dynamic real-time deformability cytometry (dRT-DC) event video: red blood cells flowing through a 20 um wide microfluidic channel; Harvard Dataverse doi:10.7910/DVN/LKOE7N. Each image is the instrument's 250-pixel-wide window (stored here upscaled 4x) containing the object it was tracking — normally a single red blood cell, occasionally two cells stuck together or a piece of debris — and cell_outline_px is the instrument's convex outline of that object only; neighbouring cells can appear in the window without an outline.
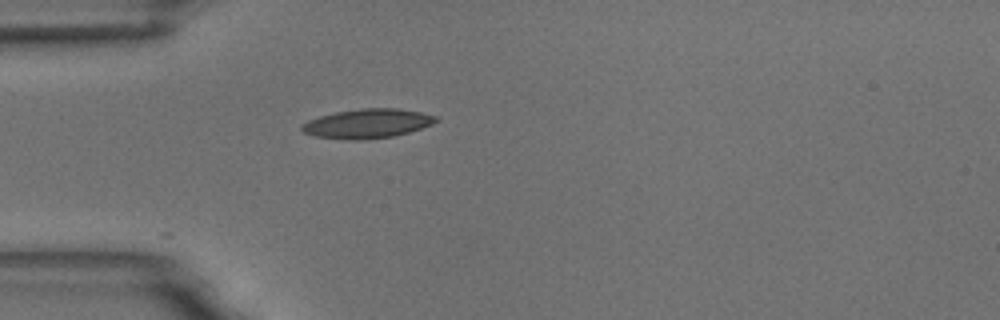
{"species": "common noctule bat (a hibernating species)", "species_latin": "Nyctalus noctula", "temperature_condition": "room temperature", "stored_images_in_passage": 1, "camera_frame_rate_fps": 3000, "um_per_image_px": 0.085, "animal": {"sex": "male", "body_mass_g": 18.8}, "frame": {"image": 1, "passage_image": 1, "time_ms": 0.0, "image_size_px": [1000, 320], "cell_outline_px": [[440, 120], [432, 124], [408, 132], [392, 136], [364, 140], [352, 140], [316, 136], [304, 132], [300, 128], [300, 124], [308, 120], [320, 116], [336, 112], [360, 108], [396, 108], [420, 112], [436, 116]], "centroid_in_image_um": [31.21, 10.5], "position_along_channel_um": 53.8, "area_um2": 22.77}}